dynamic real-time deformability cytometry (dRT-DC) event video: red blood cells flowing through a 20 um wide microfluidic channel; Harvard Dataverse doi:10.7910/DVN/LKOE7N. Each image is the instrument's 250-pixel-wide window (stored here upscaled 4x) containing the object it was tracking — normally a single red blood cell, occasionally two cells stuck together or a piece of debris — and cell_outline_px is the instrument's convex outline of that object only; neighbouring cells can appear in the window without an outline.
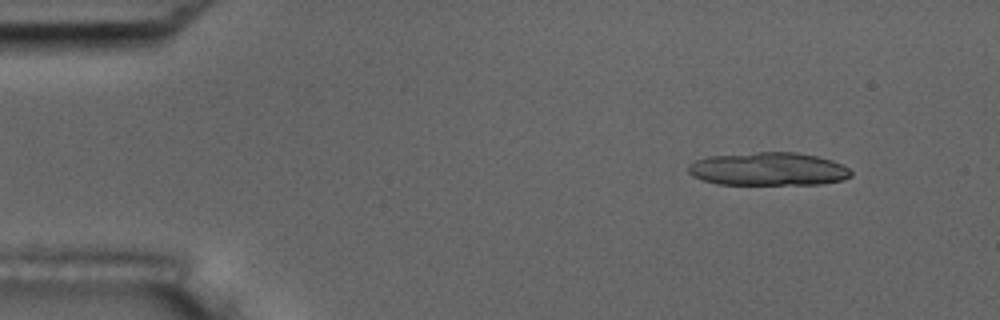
{"species": "common noctule bat (a hibernating species)", "species_latin": "Nyctalus noctula", "temperature_condition": "room temperature", "stored_images_in_passage": 5, "camera_frame_rate_fps": 3000, "um_per_image_px": 0.085, "animal": {"sex": "male", "body_mass_g": 17.5, "forearm_length_mm": 52.3}, "frame": {"image": 1, "passage_image": 2, "time_ms": 1.333, "image_size_px": [1000, 320], "cell_outline_px": [[852, 176], [844, 180], [820, 184], [716, 184], [692, 176], [688, 172], [688, 164], [696, 160], [708, 156], [756, 152], [796, 152], [816, 156], [832, 160], [848, 168], [852, 172]], "centroid_in_image_um": [65.3, 14.37], "position_along_channel_um": 19.7, "area_um2": 31.56}}